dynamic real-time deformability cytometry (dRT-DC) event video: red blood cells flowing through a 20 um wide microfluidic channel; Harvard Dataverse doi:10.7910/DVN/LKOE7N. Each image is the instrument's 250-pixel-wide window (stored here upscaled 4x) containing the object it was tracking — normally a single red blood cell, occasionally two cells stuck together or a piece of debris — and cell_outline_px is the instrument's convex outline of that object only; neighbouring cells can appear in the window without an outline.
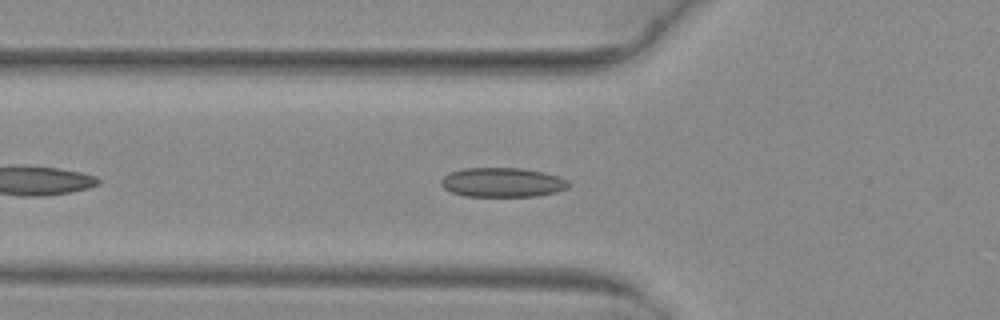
{"species": "common noctule bat (a hibernating species)", "species_latin": "Nyctalus noctula", "temperature_condition": "warm", "stored_images_in_passage": 38, "camera_frame_rate_fps": 3000, "um_per_image_px": 0.085, "animal": {"sex": "female", "body_mass_g": 29.2, "forearm_length_mm": 56.3}, "frame": {"image": 1, "passage_image": 6, "time_ms": 1.667, "image_size_px": [1000, 320], "cell_outline_px": [[572, 184], [568, 188], [556, 192], [536, 196], [464, 196], [452, 192], [444, 188], [440, 184], [440, 180], [448, 172], [464, 168], [520, 168], [544, 172], [568, 180]], "centroid_in_image_um": [42.7, 15.5], "position_along_channel_um": 83.1, "area_um2": 21.96}}
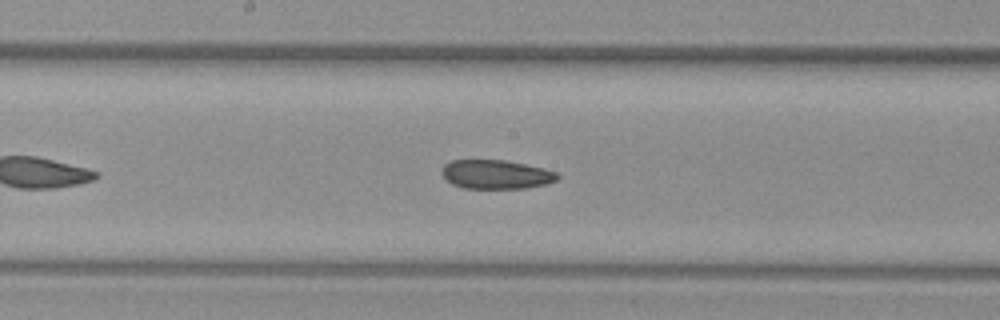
{"frame": {"image": 2, "passage_image": 15, "time_ms": 4.667, "image_size_px": [1000, 320], "cell_outline_px": [[560, 176], [556, 180], [548, 184], [524, 188], [464, 188], [452, 184], [444, 180], [440, 172], [444, 164], [452, 160], [504, 160], [544, 168], [556, 172]], "centroid_in_image_um": [42.13, 14.82], "position_along_channel_um": 206.1, "area_um2": 19.65}}
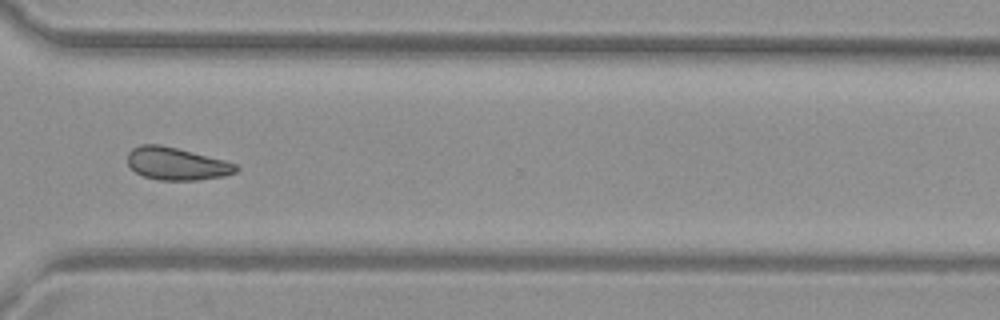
{"frame": {"image": 3, "passage_image": 26, "time_ms": 8.333, "image_size_px": [1000, 320], "cell_outline_px": [[240, 168], [236, 172], [224, 176], [196, 180], [160, 180], [144, 176], [136, 172], [128, 164], [128, 152], [132, 148], [140, 144], [160, 144], [224, 160], [236, 164]], "centroid_in_image_um": [15.0, 13.91], "position_along_channel_um": 355.6, "area_um2": 20.46}, "authors_computed_cell_mechanics": {"area_um2": 20.9525, "velocity_mm_per_s": 4.0806, "shape_relaxation_time_tau1_ms": null, "shape_relaxation_time_tau2_ms": 4.2542, "deformation_change_tau1": null, "deformation_change_tau2": 0.0819}}